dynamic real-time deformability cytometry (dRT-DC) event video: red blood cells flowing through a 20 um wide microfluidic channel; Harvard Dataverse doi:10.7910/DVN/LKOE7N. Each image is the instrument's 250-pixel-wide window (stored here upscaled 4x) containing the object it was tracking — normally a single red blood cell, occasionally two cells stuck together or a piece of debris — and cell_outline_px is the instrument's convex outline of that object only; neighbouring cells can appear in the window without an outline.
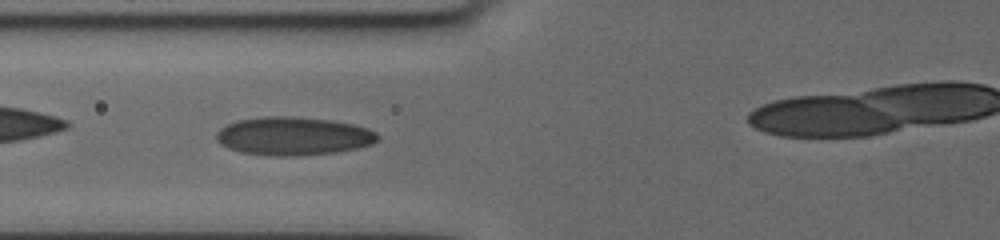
{"species": "human", "species_latin": "Homo sapiens", "temperature_condition": "cold", "stored_images_in_passage": 27, "camera_frame_rate_fps": 3000, "um_per_image_px": 0.085, "donor": {"sex": "female"}, "frame": {"image": 1, "passage_image": 4, "time_ms": 2.333, "image_size_px": [1000, 240], "cell_outline_px": [[380, 136], [372, 144], [356, 148], [336, 152], [296, 156], [272, 156], [240, 152], [228, 148], [220, 144], [216, 140], [216, 132], [220, 128], [228, 124], [240, 120], [264, 116], [288, 116], [332, 120], [352, 124], [368, 128], [376, 132]], "centroid_in_image_um": [24.92, 11.57], "position_along_channel_um": 100.9, "area_um2": 36.07}}
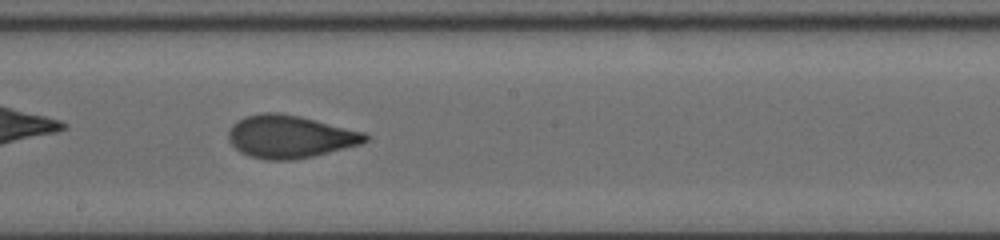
{"frame": {"image": 2, "passage_image": 13, "time_ms": 5.667, "image_size_px": [1000, 240], "cell_outline_px": [[368, 140], [360, 144], [312, 156], [292, 160], [268, 160], [248, 156], [240, 152], [228, 140], [228, 132], [232, 124], [244, 116], [264, 112], [280, 112], [300, 116], [364, 132], [368, 136]], "centroid_in_image_um": [24.6, 11.6], "position_along_channel_um": 223.6, "area_um2": 33.99}}
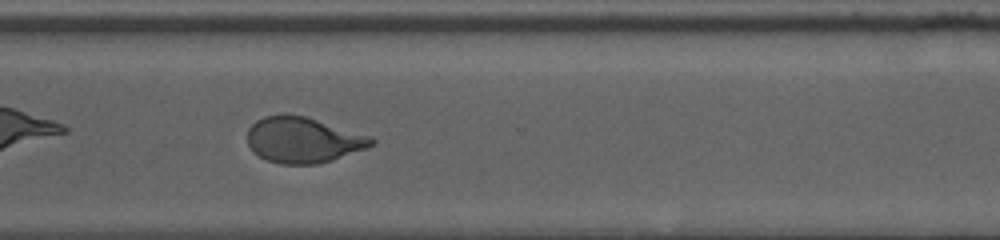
{"frame": {"image": 3, "passage_image": 23, "time_ms": 9.0, "image_size_px": [1000, 240], "cell_outline_px": [[376, 140], [368, 148], [332, 160], [316, 164], [280, 164], [268, 160], [260, 156], [248, 144], [248, 128], [256, 120], [264, 116], [304, 116], [368, 136]], "centroid_in_image_um": [25.76, 11.92], "position_along_channel_um": 344.8, "area_um2": 32.19}}